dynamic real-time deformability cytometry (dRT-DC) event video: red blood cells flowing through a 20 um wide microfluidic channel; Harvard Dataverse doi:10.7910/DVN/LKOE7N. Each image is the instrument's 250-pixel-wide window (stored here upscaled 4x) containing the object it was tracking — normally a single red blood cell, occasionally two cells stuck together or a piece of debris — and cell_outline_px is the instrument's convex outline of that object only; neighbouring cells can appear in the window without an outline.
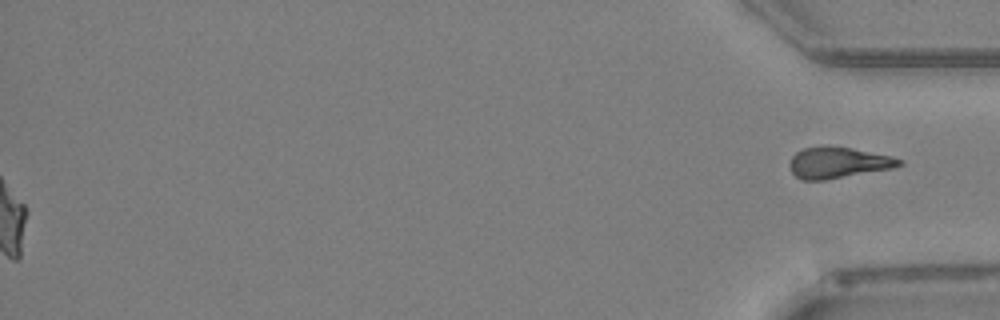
{"species": "Egyptian fruit bat (a non-hibernating species)", "species_latin": "Rousettus aegyptiacus", "temperature_condition": "warm", "stored_images_in_passage": 41, "segment_of_instrument_passage": [2, 2], "camera_frame_rate_fps": 3000, "um_per_image_px": 0.085, "animal": {"sex": "female"}, "frame": {"image": 1, "passage_image": 41, "time_ms": 13.333, "image_size_px": [1000, 320], "cell_outline_px": [[904, 164], [892, 168], [828, 180], [800, 180], [792, 172], [788, 164], [792, 156], [796, 152], [804, 148], [852, 148], [892, 156], [904, 160]], "centroid_in_image_um": [71.26, 13.86], "position_along_channel_um": 363.9, "area_um2": 19.59}}